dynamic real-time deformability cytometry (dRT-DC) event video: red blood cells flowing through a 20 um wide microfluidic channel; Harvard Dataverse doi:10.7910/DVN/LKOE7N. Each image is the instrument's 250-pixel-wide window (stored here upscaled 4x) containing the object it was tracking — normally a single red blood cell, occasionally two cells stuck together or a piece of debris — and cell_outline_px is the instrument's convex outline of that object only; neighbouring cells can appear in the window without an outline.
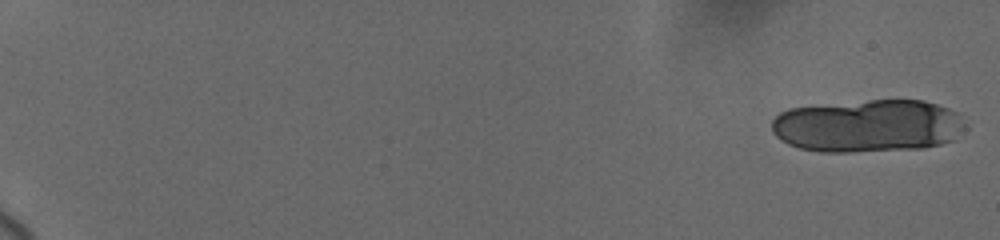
{"species": "human", "species_latin": "Homo sapiens", "temperature_condition": "cold", "stored_images_in_passage": 16, "camera_frame_rate_fps": 3000, "um_per_image_px": 0.085, "donor": {"sex": "female"}, "frame": {"image": 1, "passage_image": 1, "time_ms": 0.0, "image_size_px": [1000, 240], "cell_outline_px": [[968, 128], [956, 140], [924, 148], [848, 152], [820, 152], [800, 148], [788, 144], [780, 140], [772, 132], [772, 120], [780, 112], [788, 108], [868, 100], [924, 100], [960, 112]], "centroid_in_image_um": [73.84, 10.7], "position_along_channel_um": 11.2, "area_um2": 60.29}}